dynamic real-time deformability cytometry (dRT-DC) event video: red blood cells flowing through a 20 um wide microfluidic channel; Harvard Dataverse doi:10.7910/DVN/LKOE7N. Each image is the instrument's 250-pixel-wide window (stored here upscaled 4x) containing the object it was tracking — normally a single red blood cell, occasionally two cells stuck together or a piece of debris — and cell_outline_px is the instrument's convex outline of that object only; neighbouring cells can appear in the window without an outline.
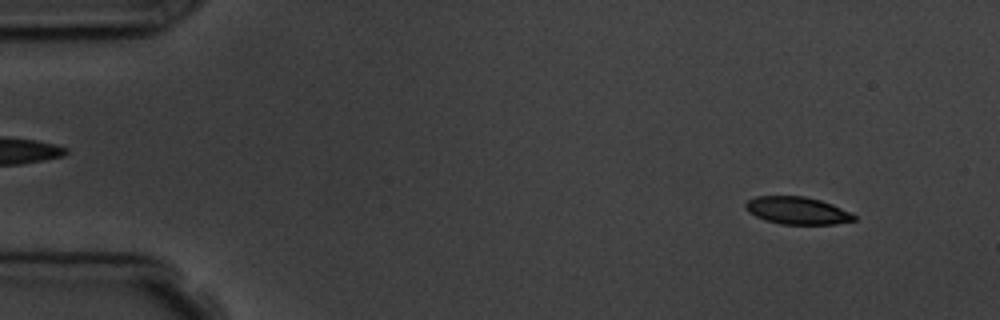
{"species": "common noctule bat (a hibernating species)", "species_latin": "Nyctalus noctula", "temperature_condition": "room temperature", "stored_images_in_passage": 10, "camera_frame_rate_fps": 3000, "um_per_image_px": 0.085, "animal": {"sex": "male", "body_mass_g": 19.5, "forearm_length_mm": 54.6}, "frame": {"image": 1, "passage_image": 1, "time_ms": 0.0, "image_size_px": [1000, 320], "cell_outline_px": [[856, 220], [836, 224], [780, 224], [764, 220], [748, 212], [744, 208], [744, 204], [748, 200], [756, 196], [804, 196], [820, 200], [832, 204], [856, 216]], "centroid_in_image_um": [67.72, 17.9], "position_along_channel_um": 17.3, "area_um2": 17.34}}
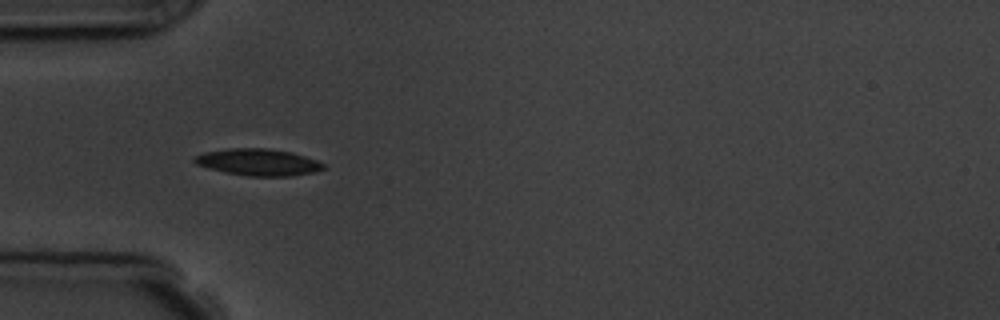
{"frame": {"image": 2, "passage_image": 4, "time_ms": 4.0, "image_size_px": [1000, 320], "cell_outline_px": [[324, 168], [312, 172], [288, 176], [248, 176], [224, 172], [208, 168], [196, 164], [192, 160], [192, 156], [204, 152], [228, 148], [268, 148], [292, 152], [316, 160], [324, 164]], "centroid_in_image_um": [21.88, 13.77], "position_along_channel_um": 63.1, "area_um2": 20.11}}
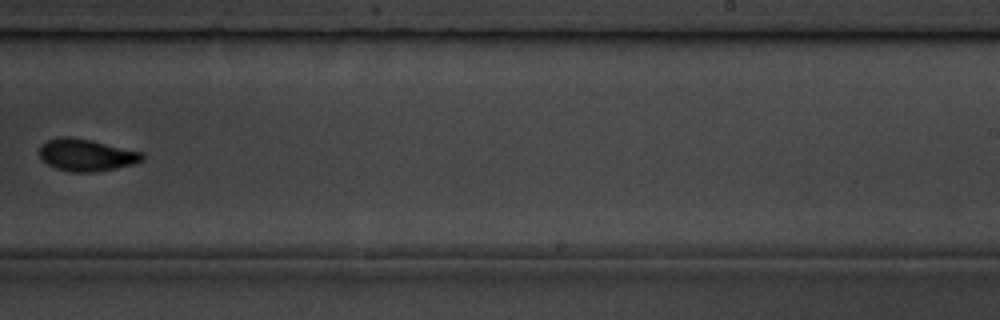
{"frame": {"image": 3, "passage_image": 9, "time_ms": 10.0, "image_size_px": [1000, 320], "cell_outline_px": [[144, 160], [132, 164], [116, 168], [96, 172], [72, 172], [56, 168], [40, 160], [40, 144], [48, 140], [60, 136], [68, 136], [88, 140], [140, 152], [144, 156]], "centroid_in_image_um": [7.28, 13.19], "position_along_channel_um": 281.7, "area_um2": 18.96}}